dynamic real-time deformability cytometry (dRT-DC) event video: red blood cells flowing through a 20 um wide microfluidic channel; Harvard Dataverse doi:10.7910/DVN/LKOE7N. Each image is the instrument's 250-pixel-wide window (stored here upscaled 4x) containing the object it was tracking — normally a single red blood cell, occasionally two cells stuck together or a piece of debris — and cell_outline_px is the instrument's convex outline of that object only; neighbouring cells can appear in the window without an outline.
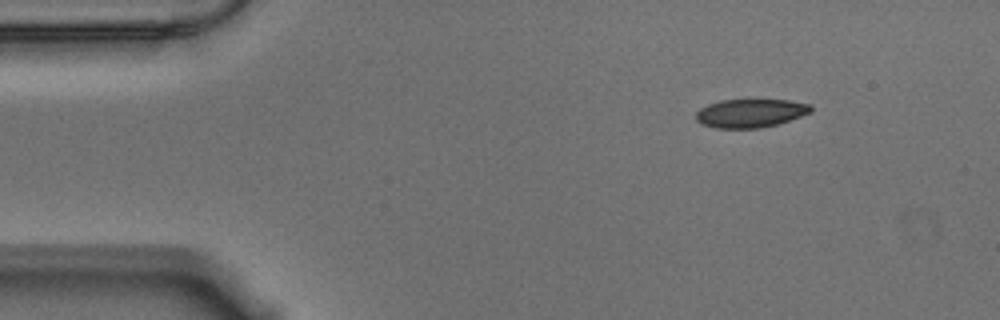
{"species": "Egyptian fruit bat (a non-hibernating species)", "species_latin": "Rousettus aegyptiacus", "temperature_condition": "warm", "stored_images_in_passage": 50, "camera_frame_rate_fps": 3000, "um_per_image_px": 0.085, "animal": {"sex": "male"}, "frame": {"image": 1, "passage_image": 1, "time_ms": 0.0, "image_size_px": [1000, 320], "cell_outline_px": [[812, 112], [776, 124], [760, 128], [716, 128], [704, 124], [696, 120], [696, 112], [700, 108], [708, 104], [720, 100], [788, 100], [812, 104]], "centroid_in_image_um": [63.79, 9.61], "position_along_channel_um": 21.2, "area_um2": 18.96}}
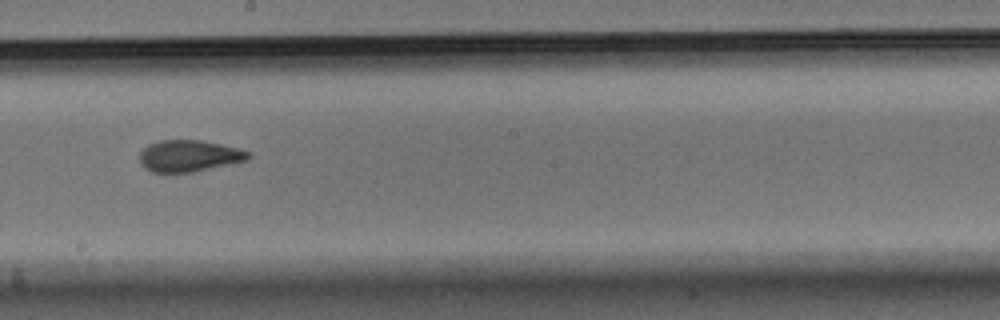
{"frame": {"image": 2, "passage_image": 25, "time_ms": 8.0, "image_size_px": [1000, 320], "cell_outline_px": [[252, 156], [248, 160], [192, 172], [152, 172], [144, 168], [140, 164], [140, 152], [148, 144], [160, 140], [200, 140], [240, 148], [252, 152]], "centroid_in_image_um": [16.09, 13.24], "position_along_channel_um": 232.1, "area_um2": 20.11}}
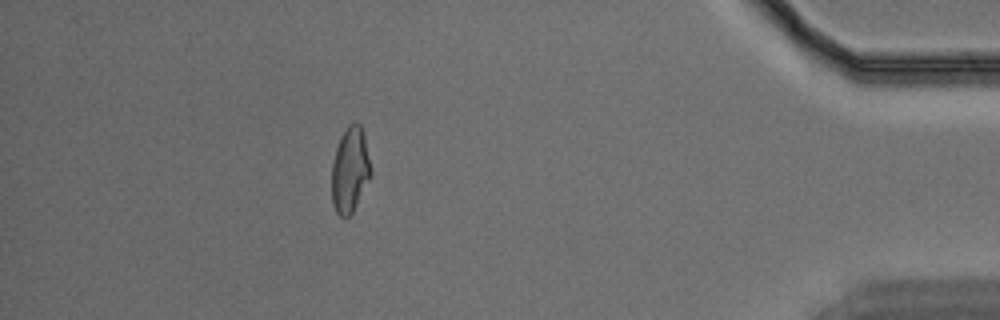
{"frame": {"image": 3, "passage_image": 44, "time_ms": 14.333, "image_size_px": [1000, 320], "cell_outline_px": [[372, 176], [352, 212], [348, 216], [340, 216], [336, 212], [332, 204], [332, 164], [336, 148], [340, 136], [348, 124], [356, 120], [360, 124], [364, 132], [372, 168]], "centroid_in_image_um": [29.77, 14.39], "position_along_channel_um": 405.4, "area_um2": 19.83}, "authors_computed_cell_mechanics": {"area_um2": 20.1722, "velocity_mm_per_s": 3.5395, "shape_relaxation_time_tau1_ms": 8.1461, "shape_relaxation_time_tau2_ms": 1.7859, "deformation_change_tau1": 0.2025, "deformation_change_tau2": 0.0692}}